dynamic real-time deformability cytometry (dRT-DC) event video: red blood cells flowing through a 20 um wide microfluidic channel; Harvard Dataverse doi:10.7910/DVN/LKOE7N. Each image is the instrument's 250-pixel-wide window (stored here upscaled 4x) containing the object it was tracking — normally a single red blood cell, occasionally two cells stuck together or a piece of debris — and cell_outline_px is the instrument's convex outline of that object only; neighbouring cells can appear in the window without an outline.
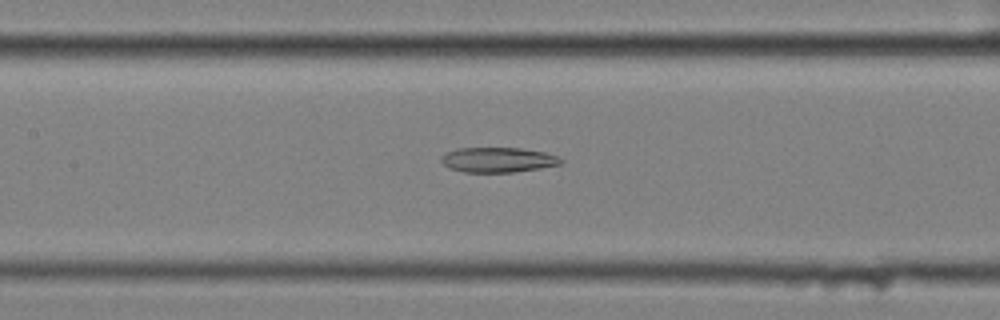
{"species": "common noctule bat (a hibernating species)", "species_latin": "Nyctalus noctula", "temperature_condition": "cold", "stored_images_in_passage": 40, "camera_frame_rate_fps": 3000, "um_per_image_px": 0.085, "animal": {"sex": "female", "body_mass_g": 25.1}, "frame": {"image": 1, "passage_image": 9, "time_ms": 2.667, "image_size_px": [1000, 320], "cell_outline_px": [[564, 160], [560, 164], [540, 168], [512, 172], [464, 172], [448, 168], [440, 160], [440, 156], [456, 148], [520, 148], [544, 152], [556, 156]], "centroid_in_image_um": [42.29, 13.58], "position_along_channel_um": 165.1, "area_um2": 17.34}}
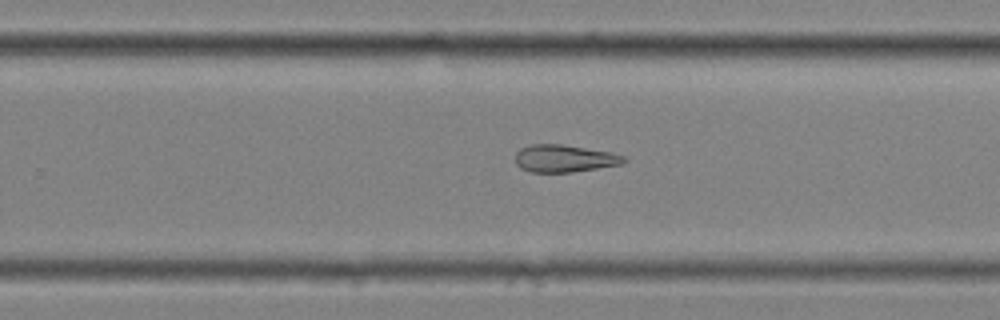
{"frame": {"image": 2, "passage_image": 19, "time_ms": 6.0, "image_size_px": [1000, 320], "cell_outline_px": [[628, 160], [624, 164], [572, 172], [532, 172], [520, 168], [516, 164], [516, 152], [520, 148], [532, 144], [560, 144], [612, 152], [624, 156]], "centroid_in_image_um": [47.99, 13.47], "position_along_channel_um": 281.8, "area_um2": 17.4}}
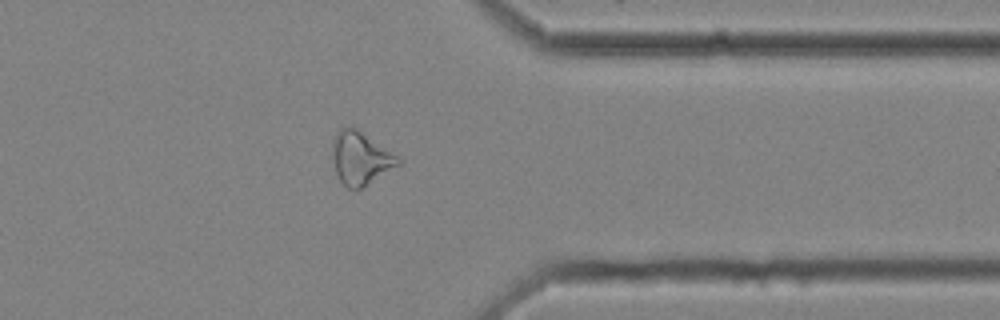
{"frame": {"image": 3, "passage_image": 28, "time_ms": 9.0, "image_size_px": [1000, 320], "cell_outline_px": [[400, 164], [360, 188], [348, 188], [336, 176], [332, 160], [332, 140], [336, 132], [340, 128], [356, 128], [396, 156], [400, 160]], "centroid_in_image_um": [30.57, 13.44], "position_along_channel_um": 380.8, "area_um2": 19.71}, "authors_computed_cell_mechanics": {"area_um2": 18.496, "velocity_mm_per_s": 3.5126, "shape_relaxation_time_tau1_ms": null, "shape_relaxation_time_tau2_ms": 7.6299, "deformation_change_tau1": null, "deformation_change_tau2": 0.2089}}